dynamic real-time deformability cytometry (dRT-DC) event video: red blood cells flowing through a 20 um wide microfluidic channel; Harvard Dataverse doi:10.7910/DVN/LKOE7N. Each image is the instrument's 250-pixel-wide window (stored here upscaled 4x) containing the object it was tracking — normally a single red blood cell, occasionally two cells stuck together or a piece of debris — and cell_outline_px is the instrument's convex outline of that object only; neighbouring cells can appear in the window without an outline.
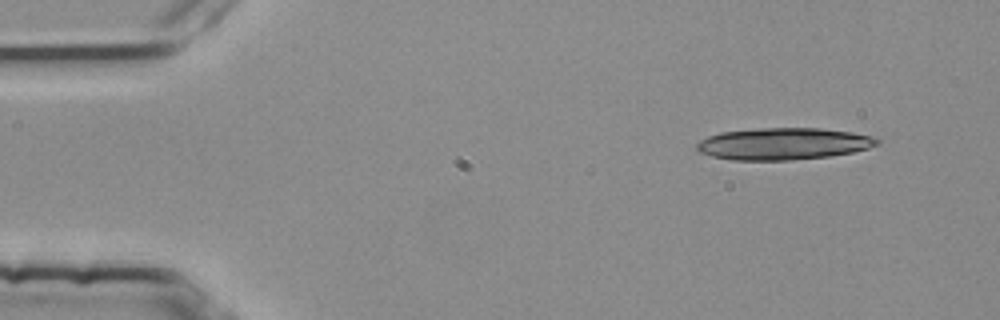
{"species": "common noctule bat (a hibernating species)", "species_latin": "Nyctalus noctula", "temperature_condition": "room temperature", "stored_images_in_passage": 4, "camera_frame_rate_fps": 3000, "um_per_image_px": 0.085, "animal": {"sex": "female", "body_mass_g": 25.1}, "frame": {"image": 1, "passage_image": 1, "time_ms": 0.0, "image_size_px": [1000, 320], "cell_outline_px": [[880, 144], [868, 148], [852, 152], [832, 156], [788, 160], [732, 160], [712, 156], [700, 152], [696, 148], [696, 144], [700, 140], [708, 136], [720, 132], [760, 128], [820, 128], [852, 132], [876, 136], [880, 140]], "centroid_in_image_um": [66.62, 12.22], "position_along_channel_um": 18.4, "area_um2": 33.7}}
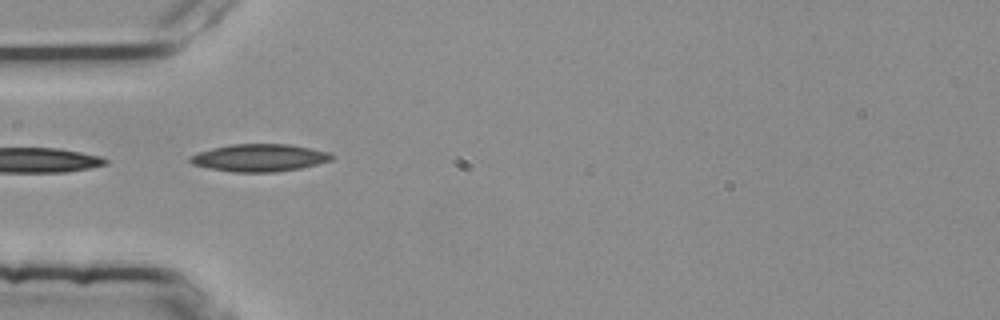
{"frame": {"image": 2, "passage_image": 3, "time_ms": 0.667, "image_size_px": [1000, 320], "cell_outline_px": [[336, 156], [332, 160], [300, 168], [276, 172], [232, 172], [208, 168], [192, 164], [188, 160], [192, 156], [200, 152], [212, 148], [232, 144], [288, 144], [332, 152]], "centroid_in_image_um": [22.1, 13.41], "position_along_channel_um": 62.9, "area_um2": 22.66}}